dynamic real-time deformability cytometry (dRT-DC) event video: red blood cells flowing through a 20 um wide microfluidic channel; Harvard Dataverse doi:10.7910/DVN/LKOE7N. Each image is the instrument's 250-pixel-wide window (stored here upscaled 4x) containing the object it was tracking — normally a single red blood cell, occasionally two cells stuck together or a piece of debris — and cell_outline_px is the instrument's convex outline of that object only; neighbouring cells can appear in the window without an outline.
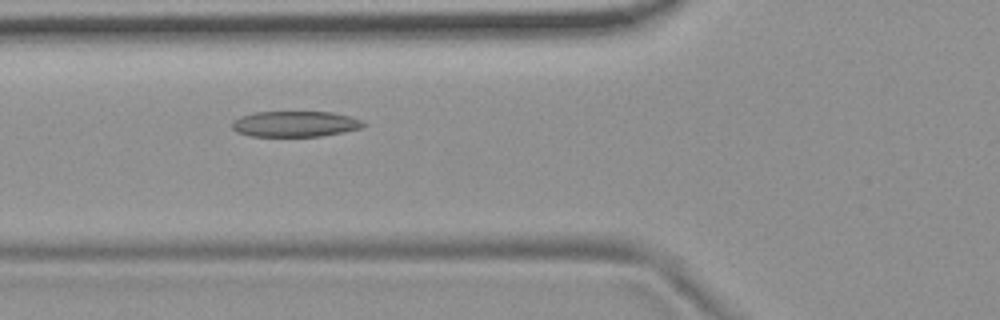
{"species": "common noctule bat (a hibernating species)", "species_latin": "Nyctalus noctula", "temperature_condition": "room temperature", "stored_images_in_passage": 54, "camera_frame_rate_fps": 3000, "um_per_image_px": 0.085, "animal": {"sex": "female", "body_mass_g": 19.9}, "frame": {"image": 1, "passage_image": 20, "time_ms": 6.333, "image_size_px": [1000, 320], "cell_outline_px": [[368, 124], [360, 128], [344, 132], [320, 136], [252, 136], [236, 132], [232, 128], [232, 120], [240, 116], [252, 112], [332, 112], [364, 120]], "centroid_in_image_um": [25.08, 10.53], "position_along_channel_um": 100.7, "area_um2": 19.83}}
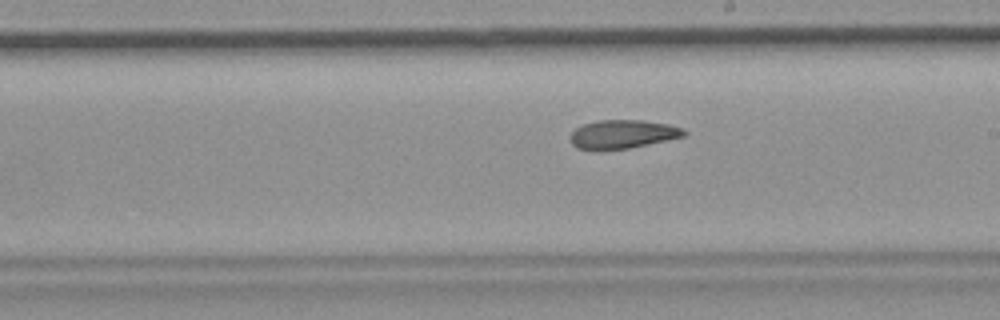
{"frame": {"image": 2, "passage_image": 31, "time_ms": 10.0, "image_size_px": [1000, 320], "cell_outline_px": [[688, 132], [684, 136], [628, 148], [576, 148], [572, 144], [568, 136], [576, 128], [584, 124], [596, 120], [640, 120], [668, 124], [684, 128]], "centroid_in_image_um": [52.93, 11.37], "position_along_channel_um": 236.1, "area_um2": 18.55}}
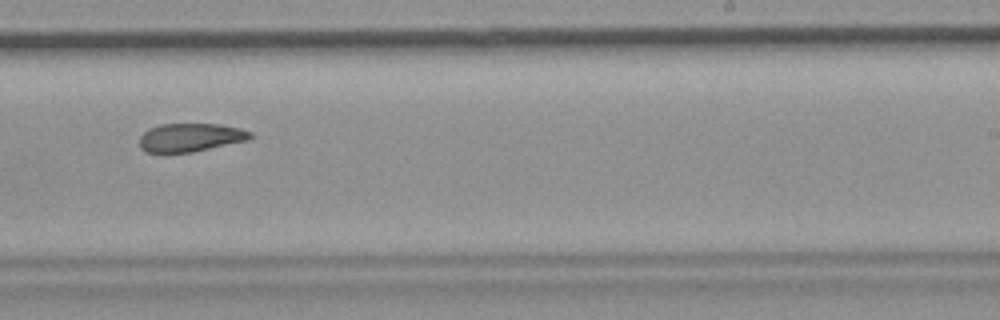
{"frame": {"image": 3, "passage_image": 34, "time_ms": 11.0, "image_size_px": [1000, 320], "cell_outline_px": [[252, 136], [248, 140], [192, 152], [164, 156], [144, 152], [140, 148], [140, 136], [148, 128], [160, 124], [220, 124], [240, 128], [252, 132]], "centroid_in_image_um": [16.1, 11.72], "position_along_channel_um": 272.9, "area_um2": 19.02}, "authors_computed_cell_mechanics": {"area_um2": 20.2589, "velocity_mm_per_s": 3.7015, "shape_relaxation_time_tau1_ms": null, "shape_relaxation_time_tau2_ms": 3.7181, "deformation_change_tau1": null, "deformation_change_tau2": 0.0905}}